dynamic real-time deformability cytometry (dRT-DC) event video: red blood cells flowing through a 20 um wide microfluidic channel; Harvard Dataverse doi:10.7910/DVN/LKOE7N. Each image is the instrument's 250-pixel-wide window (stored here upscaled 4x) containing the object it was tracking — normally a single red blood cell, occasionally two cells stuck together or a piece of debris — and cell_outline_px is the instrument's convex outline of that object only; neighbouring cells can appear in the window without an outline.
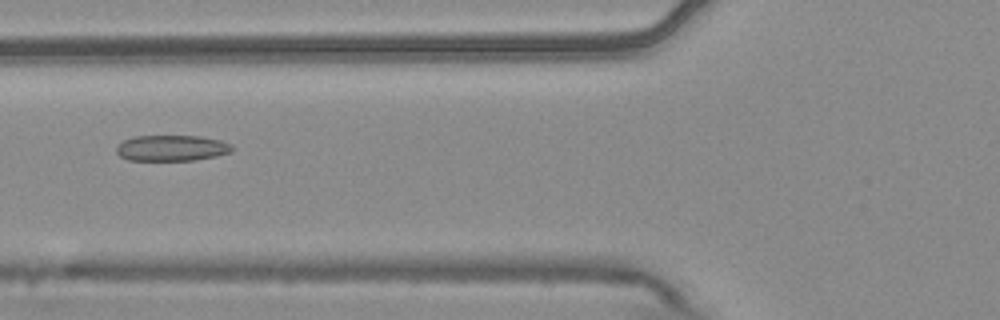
{"species": "common noctule bat (a hibernating species)", "species_latin": "Nyctalus noctula", "temperature_condition": "warm", "stored_images_in_passage": 8, "camera_frame_rate_fps": 3000, "um_per_image_px": 0.085, "animal": {"sex": "male", "body_mass_g": 20.4}, "frame": {"image": 1, "passage_image": 5, "time_ms": 1.333, "image_size_px": [1000, 320], "cell_outline_px": [[232, 152], [216, 156], [196, 160], [128, 160], [120, 156], [116, 152], [116, 144], [132, 136], [200, 136], [220, 140], [232, 144]], "centroid_in_image_um": [14.58, 12.58], "position_along_channel_um": 111.2, "area_um2": 17.57}}
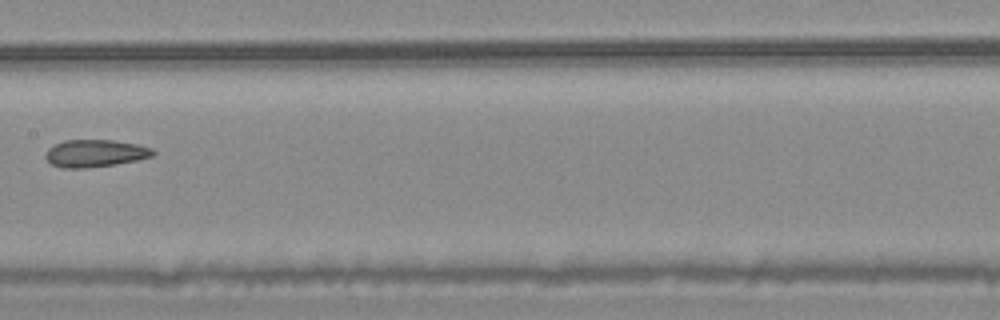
{"frame": {"image": 2, "passage_image": 7, "time_ms": 2.0, "image_size_px": [1000, 320], "cell_outline_px": [[156, 152], [152, 156], [136, 160], [116, 164], [88, 168], [64, 168], [52, 164], [44, 156], [48, 148], [64, 140], [112, 140], [136, 144], [152, 148]], "centroid_in_image_um": [8.08, 13.03], "position_along_channel_um": 199.3, "area_um2": 17.05}}
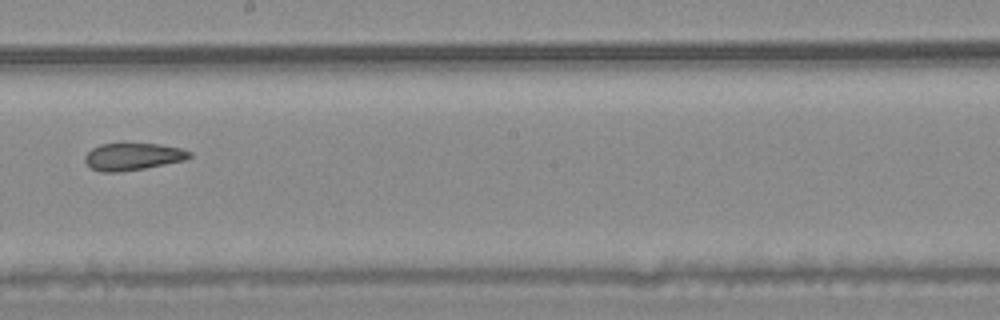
{"frame": {"image": 3, "passage_image": 8, "time_ms": 2.333, "image_size_px": [1000, 320], "cell_outline_px": [[192, 156], [184, 160], [144, 168], [120, 172], [100, 172], [92, 168], [84, 160], [84, 156], [92, 148], [100, 144], [124, 140], [160, 144], [180, 148], [192, 152]], "centroid_in_image_um": [11.26, 13.25], "position_along_channel_um": 236.9, "area_um2": 17.28}}